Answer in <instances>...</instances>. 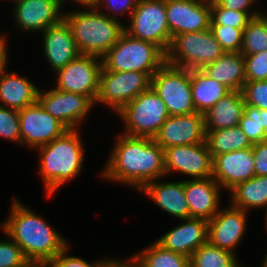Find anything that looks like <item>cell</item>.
Masks as SVG:
<instances>
[{
    "instance_id": "1",
    "label": "cell",
    "mask_w": 267,
    "mask_h": 267,
    "mask_svg": "<svg viewBox=\"0 0 267 267\" xmlns=\"http://www.w3.org/2000/svg\"><path fill=\"white\" fill-rule=\"evenodd\" d=\"M101 177L141 190L166 177L164 149L152 138L119 134Z\"/></svg>"
},
{
    "instance_id": "2",
    "label": "cell",
    "mask_w": 267,
    "mask_h": 267,
    "mask_svg": "<svg viewBox=\"0 0 267 267\" xmlns=\"http://www.w3.org/2000/svg\"><path fill=\"white\" fill-rule=\"evenodd\" d=\"M13 199L11 212L0 226L21 248L24 257L33 263L49 264L70 245L48 222Z\"/></svg>"
},
{
    "instance_id": "3",
    "label": "cell",
    "mask_w": 267,
    "mask_h": 267,
    "mask_svg": "<svg viewBox=\"0 0 267 267\" xmlns=\"http://www.w3.org/2000/svg\"><path fill=\"white\" fill-rule=\"evenodd\" d=\"M79 129H69L39 150V174L45 194L51 197L62 185L80 175L84 161V143Z\"/></svg>"
},
{
    "instance_id": "4",
    "label": "cell",
    "mask_w": 267,
    "mask_h": 267,
    "mask_svg": "<svg viewBox=\"0 0 267 267\" xmlns=\"http://www.w3.org/2000/svg\"><path fill=\"white\" fill-rule=\"evenodd\" d=\"M63 13L80 54L102 58L125 31L122 21L108 17L97 8Z\"/></svg>"
},
{
    "instance_id": "5",
    "label": "cell",
    "mask_w": 267,
    "mask_h": 267,
    "mask_svg": "<svg viewBox=\"0 0 267 267\" xmlns=\"http://www.w3.org/2000/svg\"><path fill=\"white\" fill-rule=\"evenodd\" d=\"M108 71L146 73L150 78L164 65L165 52L157 45L134 38L125 31L102 57Z\"/></svg>"
},
{
    "instance_id": "6",
    "label": "cell",
    "mask_w": 267,
    "mask_h": 267,
    "mask_svg": "<svg viewBox=\"0 0 267 267\" xmlns=\"http://www.w3.org/2000/svg\"><path fill=\"white\" fill-rule=\"evenodd\" d=\"M116 115L124 124L123 134L152 139L170 116L165 103L151 86L128 102Z\"/></svg>"
},
{
    "instance_id": "7",
    "label": "cell",
    "mask_w": 267,
    "mask_h": 267,
    "mask_svg": "<svg viewBox=\"0 0 267 267\" xmlns=\"http://www.w3.org/2000/svg\"><path fill=\"white\" fill-rule=\"evenodd\" d=\"M130 18L129 26H124L127 34L168 51L172 38L166 18V0H138Z\"/></svg>"
},
{
    "instance_id": "8",
    "label": "cell",
    "mask_w": 267,
    "mask_h": 267,
    "mask_svg": "<svg viewBox=\"0 0 267 267\" xmlns=\"http://www.w3.org/2000/svg\"><path fill=\"white\" fill-rule=\"evenodd\" d=\"M151 86V78L138 71L115 72L102 67L95 105L101 103L118 113L128 102Z\"/></svg>"
},
{
    "instance_id": "9",
    "label": "cell",
    "mask_w": 267,
    "mask_h": 267,
    "mask_svg": "<svg viewBox=\"0 0 267 267\" xmlns=\"http://www.w3.org/2000/svg\"><path fill=\"white\" fill-rule=\"evenodd\" d=\"M102 67V58L80 54L55 72L57 76L55 88L86 96L95 104Z\"/></svg>"
},
{
    "instance_id": "10",
    "label": "cell",
    "mask_w": 267,
    "mask_h": 267,
    "mask_svg": "<svg viewBox=\"0 0 267 267\" xmlns=\"http://www.w3.org/2000/svg\"><path fill=\"white\" fill-rule=\"evenodd\" d=\"M21 145L39 148L69 130L63 123L52 117L41 104L36 103L19 110Z\"/></svg>"
},
{
    "instance_id": "11",
    "label": "cell",
    "mask_w": 267,
    "mask_h": 267,
    "mask_svg": "<svg viewBox=\"0 0 267 267\" xmlns=\"http://www.w3.org/2000/svg\"><path fill=\"white\" fill-rule=\"evenodd\" d=\"M165 172L182 173L191 179L212 177L213 157L206 142L193 145H179L164 149Z\"/></svg>"
},
{
    "instance_id": "12",
    "label": "cell",
    "mask_w": 267,
    "mask_h": 267,
    "mask_svg": "<svg viewBox=\"0 0 267 267\" xmlns=\"http://www.w3.org/2000/svg\"><path fill=\"white\" fill-rule=\"evenodd\" d=\"M52 117L68 129H78L95 104L86 96L58 90L55 87L45 91L39 89L38 100Z\"/></svg>"
},
{
    "instance_id": "13",
    "label": "cell",
    "mask_w": 267,
    "mask_h": 267,
    "mask_svg": "<svg viewBox=\"0 0 267 267\" xmlns=\"http://www.w3.org/2000/svg\"><path fill=\"white\" fill-rule=\"evenodd\" d=\"M171 38L210 29V0H166Z\"/></svg>"
},
{
    "instance_id": "14",
    "label": "cell",
    "mask_w": 267,
    "mask_h": 267,
    "mask_svg": "<svg viewBox=\"0 0 267 267\" xmlns=\"http://www.w3.org/2000/svg\"><path fill=\"white\" fill-rule=\"evenodd\" d=\"M151 87L165 103L170 116L195 113L191 84L163 65L152 77Z\"/></svg>"
},
{
    "instance_id": "15",
    "label": "cell",
    "mask_w": 267,
    "mask_h": 267,
    "mask_svg": "<svg viewBox=\"0 0 267 267\" xmlns=\"http://www.w3.org/2000/svg\"><path fill=\"white\" fill-rule=\"evenodd\" d=\"M247 212L232 205L221 208L208 221V242L220 249L235 253L247 228Z\"/></svg>"
},
{
    "instance_id": "16",
    "label": "cell",
    "mask_w": 267,
    "mask_h": 267,
    "mask_svg": "<svg viewBox=\"0 0 267 267\" xmlns=\"http://www.w3.org/2000/svg\"><path fill=\"white\" fill-rule=\"evenodd\" d=\"M204 115L195 112L169 116L153 140L163 149L179 145H193L205 142Z\"/></svg>"
},
{
    "instance_id": "17",
    "label": "cell",
    "mask_w": 267,
    "mask_h": 267,
    "mask_svg": "<svg viewBox=\"0 0 267 267\" xmlns=\"http://www.w3.org/2000/svg\"><path fill=\"white\" fill-rule=\"evenodd\" d=\"M12 18L18 30L43 32L59 23L64 13L58 0H19L14 3Z\"/></svg>"
},
{
    "instance_id": "18",
    "label": "cell",
    "mask_w": 267,
    "mask_h": 267,
    "mask_svg": "<svg viewBox=\"0 0 267 267\" xmlns=\"http://www.w3.org/2000/svg\"><path fill=\"white\" fill-rule=\"evenodd\" d=\"M255 176L252 147L216 155L212 177L221 188L230 191L237 184Z\"/></svg>"
},
{
    "instance_id": "19",
    "label": "cell",
    "mask_w": 267,
    "mask_h": 267,
    "mask_svg": "<svg viewBox=\"0 0 267 267\" xmlns=\"http://www.w3.org/2000/svg\"><path fill=\"white\" fill-rule=\"evenodd\" d=\"M168 51L175 57L198 60L205 66L225 53L211 29L177 34L172 38Z\"/></svg>"
},
{
    "instance_id": "20",
    "label": "cell",
    "mask_w": 267,
    "mask_h": 267,
    "mask_svg": "<svg viewBox=\"0 0 267 267\" xmlns=\"http://www.w3.org/2000/svg\"><path fill=\"white\" fill-rule=\"evenodd\" d=\"M42 34L43 56L54 73L80 55L71 27L64 18Z\"/></svg>"
},
{
    "instance_id": "21",
    "label": "cell",
    "mask_w": 267,
    "mask_h": 267,
    "mask_svg": "<svg viewBox=\"0 0 267 267\" xmlns=\"http://www.w3.org/2000/svg\"><path fill=\"white\" fill-rule=\"evenodd\" d=\"M184 223L167 231L155 240L164 249L190 257L201 245L208 242V220L182 219Z\"/></svg>"
},
{
    "instance_id": "22",
    "label": "cell",
    "mask_w": 267,
    "mask_h": 267,
    "mask_svg": "<svg viewBox=\"0 0 267 267\" xmlns=\"http://www.w3.org/2000/svg\"><path fill=\"white\" fill-rule=\"evenodd\" d=\"M221 186L213 178L185 180V195L190 218L210 220L220 210Z\"/></svg>"
},
{
    "instance_id": "23",
    "label": "cell",
    "mask_w": 267,
    "mask_h": 267,
    "mask_svg": "<svg viewBox=\"0 0 267 267\" xmlns=\"http://www.w3.org/2000/svg\"><path fill=\"white\" fill-rule=\"evenodd\" d=\"M161 210L170 216L180 220L190 218L188 202L185 195V179L177 182H158V180L147 183L141 190Z\"/></svg>"
},
{
    "instance_id": "24",
    "label": "cell",
    "mask_w": 267,
    "mask_h": 267,
    "mask_svg": "<svg viewBox=\"0 0 267 267\" xmlns=\"http://www.w3.org/2000/svg\"><path fill=\"white\" fill-rule=\"evenodd\" d=\"M39 88L27 77L15 72H5L0 80V103L15 110H22L38 100Z\"/></svg>"
},
{
    "instance_id": "25",
    "label": "cell",
    "mask_w": 267,
    "mask_h": 267,
    "mask_svg": "<svg viewBox=\"0 0 267 267\" xmlns=\"http://www.w3.org/2000/svg\"><path fill=\"white\" fill-rule=\"evenodd\" d=\"M241 91H230L204 114L205 131L236 127L244 113Z\"/></svg>"
},
{
    "instance_id": "26",
    "label": "cell",
    "mask_w": 267,
    "mask_h": 267,
    "mask_svg": "<svg viewBox=\"0 0 267 267\" xmlns=\"http://www.w3.org/2000/svg\"><path fill=\"white\" fill-rule=\"evenodd\" d=\"M205 73L231 91H242L246 82L244 56L240 52H225L206 65Z\"/></svg>"
},
{
    "instance_id": "27",
    "label": "cell",
    "mask_w": 267,
    "mask_h": 267,
    "mask_svg": "<svg viewBox=\"0 0 267 267\" xmlns=\"http://www.w3.org/2000/svg\"><path fill=\"white\" fill-rule=\"evenodd\" d=\"M231 205L247 210L267 207V176H254L229 191Z\"/></svg>"
},
{
    "instance_id": "28",
    "label": "cell",
    "mask_w": 267,
    "mask_h": 267,
    "mask_svg": "<svg viewBox=\"0 0 267 267\" xmlns=\"http://www.w3.org/2000/svg\"><path fill=\"white\" fill-rule=\"evenodd\" d=\"M205 132V142L213 158L253 146L239 126Z\"/></svg>"
},
{
    "instance_id": "29",
    "label": "cell",
    "mask_w": 267,
    "mask_h": 267,
    "mask_svg": "<svg viewBox=\"0 0 267 267\" xmlns=\"http://www.w3.org/2000/svg\"><path fill=\"white\" fill-rule=\"evenodd\" d=\"M192 101L196 112L204 115L231 90L206 73L191 83Z\"/></svg>"
},
{
    "instance_id": "30",
    "label": "cell",
    "mask_w": 267,
    "mask_h": 267,
    "mask_svg": "<svg viewBox=\"0 0 267 267\" xmlns=\"http://www.w3.org/2000/svg\"><path fill=\"white\" fill-rule=\"evenodd\" d=\"M131 258L139 267H190L188 256L164 249L156 241Z\"/></svg>"
},
{
    "instance_id": "31",
    "label": "cell",
    "mask_w": 267,
    "mask_h": 267,
    "mask_svg": "<svg viewBox=\"0 0 267 267\" xmlns=\"http://www.w3.org/2000/svg\"><path fill=\"white\" fill-rule=\"evenodd\" d=\"M237 258L236 253L220 249L207 242L193 252L189 261L190 267H244L239 264Z\"/></svg>"
},
{
    "instance_id": "32",
    "label": "cell",
    "mask_w": 267,
    "mask_h": 267,
    "mask_svg": "<svg viewBox=\"0 0 267 267\" xmlns=\"http://www.w3.org/2000/svg\"><path fill=\"white\" fill-rule=\"evenodd\" d=\"M265 51H267V16L263 12L253 17L244 28L240 53L245 56Z\"/></svg>"
},
{
    "instance_id": "33",
    "label": "cell",
    "mask_w": 267,
    "mask_h": 267,
    "mask_svg": "<svg viewBox=\"0 0 267 267\" xmlns=\"http://www.w3.org/2000/svg\"><path fill=\"white\" fill-rule=\"evenodd\" d=\"M238 126L252 144L267 140V109L245 105Z\"/></svg>"
},
{
    "instance_id": "34",
    "label": "cell",
    "mask_w": 267,
    "mask_h": 267,
    "mask_svg": "<svg viewBox=\"0 0 267 267\" xmlns=\"http://www.w3.org/2000/svg\"><path fill=\"white\" fill-rule=\"evenodd\" d=\"M164 65L176 76L190 84L203 75L206 69V66L198 60L175 57L169 51L165 52Z\"/></svg>"
},
{
    "instance_id": "35",
    "label": "cell",
    "mask_w": 267,
    "mask_h": 267,
    "mask_svg": "<svg viewBox=\"0 0 267 267\" xmlns=\"http://www.w3.org/2000/svg\"><path fill=\"white\" fill-rule=\"evenodd\" d=\"M252 18L247 12L229 10L210 0V25H227L244 30Z\"/></svg>"
},
{
    "instance_id": "36",
    "label": "cell",
    "mask_w": 267,
    "mask_h": 267,
    "mask_svg": "<svg viewBox=\"0 0 267 267\" xmlns=\"http://www.w3.org/2000/svg\"><path fill=\"white\" fill-rule=\"evenodd\" d=\"M0 137L21 144L19 111L0 104Z\"/></svg>"
},
{
    "instance_id": "37",
    "label": "cell",
    "mask_w": 267,
    "mask_h": 267,
    "mask_svg": "<svg viewBox=\"0 0 267 267\" xmlns=\"http://www.w3.org/2000/svg\"><path fill=\"white\" fill-rule=\"evenodd\" d=\"M215 39L224 52H240L242 46L243 30L225 25H210Z\"/></svg>"
},
{
    "instance_id": "38",
    "label": "cell",
    "mask_w": 267,
    "mask_h": 267,
    "mask_svg": "<svg viewBox=\"0 0 267 267\" xmlns=\"http://www.w3.org/2000/svg\"><path fill=\"white\" fill-rule=\"evenodd\" d=\"M0 240V267H29V262L23 255L20 246L9 236Z\"/></svg>"
},
{
    "instance_id": "39",
    "label": "cell",
    "mask_w": 267,
    "mask_h": 267,
    "mask_svg": "<svg viewBox=\"0 0 267 267\" xmlns=\"http://www.w3.org/2000/svg\"><path fill=\"white\" fill-rule=\"evenodd\" d=\"M241 92L245 105L267 109V80L246 81Z\"/></svg>"
},
{
    "instance_id": "40",
    "label": "cell",
    "mask_w": 267,
    "mask_h": 267,
    "mask_svg": "<svg viewBox=\"0 0 267 267\" xmlns=\"http://www.w3.org/2000/svg\"><path fill=\"white\" fill-rule=\"evenodd\" d=\"M246 81L267 80V51L244 56Z\"/></svg>"
},
{
    "instance_id": "41",
    "label": "cell",
    "mask_w": 267,
    "mask_h": 267,
    "mask_svg": "<svg viewBox=\"0 0 267 267\" xmlns=\"http://www.w3.org/2000/svg\"><path fill=\"white\" fill-rule=\"evenodd\" d=\"M138 3V0H99L98 5L96 8L101 12L107 15L108 17L119 20L118 14L124 13V15L128 14V18H130V15L134 11L136 5ZM105 11H103V10ZM106 10H108L106 12ZM110 12V13H108ZM112 13V14H111ZM118 18V19H117Z\"/></svg>"
},
{
    "instance_id": "42",
    "label": "cell",
    "mask_w": 267,
    "mask_h": 267,
    "mask_svg": "<svg viewBox=\"0 0 267 267\" xmlns=\"http://www.w3.org/2000/svg\"><path fill=\"white\" fill-rule=\"evenodd\" d=\"M69 245L66 246L49 264L52 267H104L111 258H104L94 262H87L76 256H69Z\"/></svg>"
},
{
    "instance_id": "43",
    "label": "cell",
    "mask_w": 267,
    "mask_h": 267,
    "mask_svg": "<svg viewBox=\"0 0 267 267\" xmlns=\"http://www.w3.org/2000/svg\"><path fill=\"white\" fill-rule=\"evenodd\" d=\"M255 176H267V140L252 146Z\"/></svg>"
},
{
    "instance_id": "44",
    "label": "cell",
    "mask_w": 267,
    "mask_h": 267,
    "mask_svg": "<svg viewBox=\"0 0 267 267\" xmlns=\"http://www.w3.org/2000/svg\"><path fill=\"white\" fill-rule=\"evenodd\" d=\"M221 7L249 13L252 17L259 16L263 11H252V6L257 0H215ZM251 9V10H250Z\"/></svg>"
},
{
    "instance_id": "45",
    "label": "cell",
    "mask_w": 267,
    "mask_h": 267,
    "mask_svg": "<svg viewBox=\"0 0 267 267\" xmlns=\"http://www.w3.org/2000/svg\"><path fill=\"white\" fill-rule=\"evenodd\" d=\"M6 41L0 42V80L2 79L3 75L6 72L7 66V59H8V52H7Z\"/></svg>"
},
{
    "instance_id": "46",
    "label": "cell",
    "mask_w": 267,
    "mask_h": 267,
    "mask_svg": "<svg viewBox=\"0 0 267 267\" xmlns=\"http://www.w3.org/2000/svg\"><path fill=\"white\" fill-rule=\"evenodd\" d=\"M104 267H139L138 264L130 257L128 260L110 259Z\"/></svg>"
},
{
    "instance_id": "47",
    "label": "cell",
    "mask_w": 267,
    "mask_h": 267,
    "mask_svg": "<svg viewBox=\"0 0 267 267\" xmlns=\"http://www.w3.org/2000/svg\"><path fill=\"white\" fill-rule=\"evenodd\" d=\"M60 3V6L62 8V5H64L65 0H58ZM73 2H76V4H79L80 6L85 7L84 9L86 10L87 8H96L98 5L99 0H71Z\"/></svg>"
},
{
    "instance_id": "48",
    "label": "cell",
    "mask_w": 267,
    "mask_h": 267,
    "mask_svg": "<svg viewBox=\"0 0 267 267\" xmlns=\"http://www.w3.org/2000/svg\"><path fill=\"white\" fill-rule=\"evenodd\" d=\"M29 267H52L50 264H44V263H33Z\"/></svg>"
},
{
    "instance_id": "49",
    "label": "cell",
    "mask_w": 267,
    "mask_h": 267,
    "mask_svg": "<svg viewBox=\"0 0 267 267\" xmlns=\"http://www.w3.org/2000/svg\"><path fill=\"white\" fill-rule=\"evenodd\" d=\"M260 267H267V253H266V255L264 256L263 263L261 264Z\"/></svg>"
},
{
    "instance_id": "50",
    "label": "cell",
    "mask_w": 267,
    "mask_h": 267,
    "mask_svg": "<svg viewBox=\"0 0 267 267\" xmlns=\"http://www.w3.org/2000/svg\"><path fill=\"white\" fill-rule=\"evenodd\" d=\"M6 39H7L6 36L1 35V33H0V42H5Z\"/></svg>"
},
{
    "instance_id": "51",
    "label": "cell",
    "mask_w": 267,
    "mask_h": 267,
    "mask_svg": "<svg viewBox=\"0 0 267 267\" xmlns=\"http://www.w3.org/2000/svg\"><path fill=\"white\" fill-rule=\"evenodd\" d=\"M265 227H266V230H267V207H266V214H265Z\"/></svg>"
}]
</instances>
